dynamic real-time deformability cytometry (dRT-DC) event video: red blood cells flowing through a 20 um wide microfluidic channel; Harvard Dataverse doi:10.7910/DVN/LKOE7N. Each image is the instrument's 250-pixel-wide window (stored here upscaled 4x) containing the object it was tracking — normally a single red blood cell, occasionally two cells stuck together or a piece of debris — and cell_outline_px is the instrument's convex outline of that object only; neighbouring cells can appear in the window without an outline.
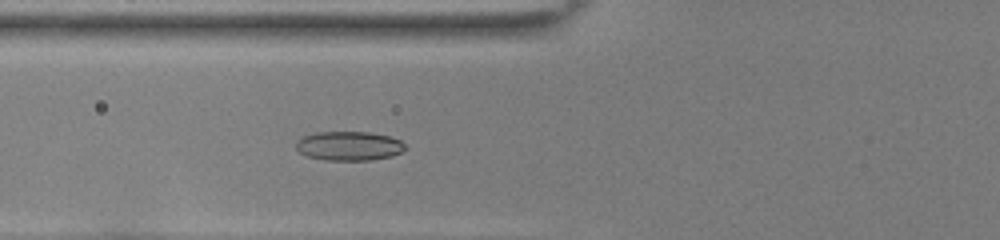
{"species": "common noctule bat (a hibernating species)", "species_latin": "Nyctalus noctula", "temperature_condition": "room temperature", "stored_images_in_passage": 54, "camera_frame_rate_fps": 3000, "um_per_image_px": 0.085, "animal": {"sex": "female", "body_mass_g": 22.0, "forearm_length_mm": 56.7}, "frame": {"image": 1, "passage_image": 22, "time_ms": 7.0, "image_size_px": [1000, 240], "cell_outline_px": [[404, 148], [400, 152], [392, 156], [372, 160], [324, 160], [304, 156], [296, 148], [296, 144], [304, 136], [316, 132], [368, 132], [388, 136], [400, 140], [404, 144]], "centroid_in_image_um": [29.64, 12.41], "position_along_channel_um": 96.2, "area_um2": 18.44}}
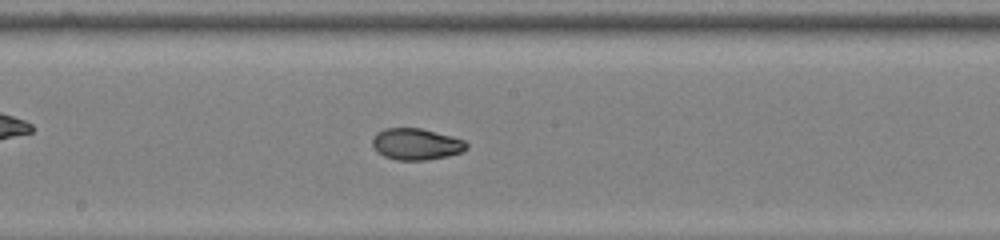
{"frame": {"image": 2, "passage_image": 31, "time_ms": 10.0, "image_size_px": [1000, 240], "cell_outline_px": [[468, 148], [460, 152], [448, 156], [424, 160], [396, 160], [384, 156], [376, 152], [372, 144], [372, 140], [376, 132], [384, 128], [420, 128], [464, 140], [468, 144]], "centroid_in_image_um": [35.33, 12.25], "position_along_channel_um": 212.9, "area_um2": 17.22}}
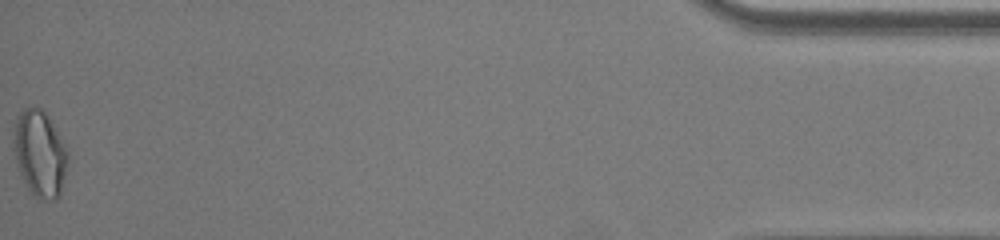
{"frame": {"image": 3, "passage_image": 54, "time_ms": 17.667, "image_size_px": [1000, 240], "cell_outline_px": [[68, 164], [60, 196], [56, 200], [40, 200], [28, 192], [24, 184], [12, 148], [12, 140], [16, 116], [24, 108], [40, 108], [48, 116], [68, 152]], "centroid_in_image_um": [3.36, 13.11], "position_along_channel_um": 431.8, "area_um2": 27.57}, "authors_computed_cell_mechanics": {"area_um2": 18.6405, "velocity_mm_per_s": 3.8969, "shape_relaxation_time_tau1_ms": 8.0165, "shape_relaxation_time_tau2_ms": 1.4924, "deformation_change_tau1": 0.2004, "deformation_change_tau2": 0.052}}